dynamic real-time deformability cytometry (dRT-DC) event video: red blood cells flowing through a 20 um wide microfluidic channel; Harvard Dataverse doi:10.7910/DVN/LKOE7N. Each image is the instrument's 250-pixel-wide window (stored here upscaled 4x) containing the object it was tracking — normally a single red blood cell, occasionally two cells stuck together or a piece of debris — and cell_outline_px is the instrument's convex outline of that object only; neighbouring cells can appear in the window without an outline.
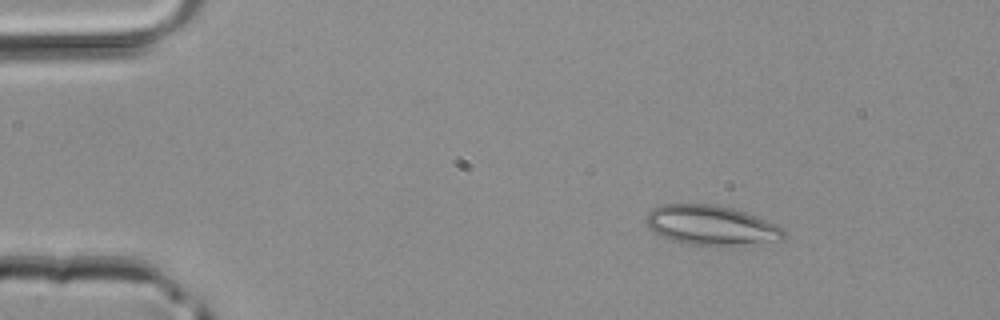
{"species": "common noctule bat (a hibernating species)", "species_latin": "Nyctalus noctula", "temperature_condition": "room temperature", "stored_images_in_passage": 3, "camera_frame_rate_fps": 3000, "um_per_image_px": 0.085, "animal": {"sex": "male", "body_mass_g": 20.4}, "frame": {"image": 1, "passage_image": 1, "time_ms": 0.0, "image_size_px": [1000, 320], "cell_outline_px": [[784, 240], [728, 248], [688, 244], [672, 240], [660, 236], [652, 232], [644, 220], [648, 212], [652, 208], [664, 204], [716, 204], [732, 208], [768, 220], [784, 228]], "centroid_in_image_um": [60.47, 19.19], "position_along_channel_um": 24.5, "area_um2": 32.83}}